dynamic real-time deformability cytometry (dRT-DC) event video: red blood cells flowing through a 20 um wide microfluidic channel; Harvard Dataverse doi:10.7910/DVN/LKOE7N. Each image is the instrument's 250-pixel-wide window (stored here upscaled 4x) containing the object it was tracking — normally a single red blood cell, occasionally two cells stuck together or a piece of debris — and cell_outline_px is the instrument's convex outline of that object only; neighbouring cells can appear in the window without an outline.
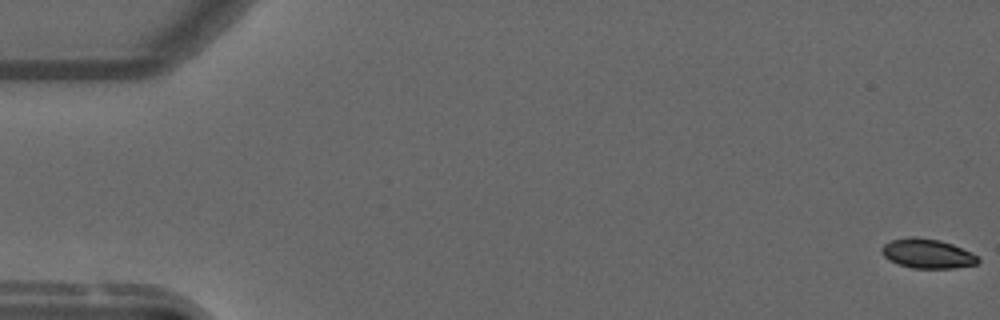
{"species": "common noctule bat (a hibernating species)", "species_latin": "Nyctalus noctula", "temperature_condition": "warm", "stored_images_in_passage": 56, "camera_frame_rate_fps": 3000, "um_per_image_px": 0.085, "animal": {"sex": "male", "forearm_length_mm": 52.5}, "frame": {"image": 1, "passage_image": 1, "time_ms": 0.0, "image_size_px": [1000, 320], "cell_outline_px": [[980, 260], [976, 264], [956, 268], [912, 268], [888, 260], [880, 252], [880, 248], [884, 244], [892, 240], [908, 236], [916, 236], [940, 240], [952, 244], [972, 252], [980, 256]], "centroid_in_image_um": [78.83, 21.54], "position_along_channel_um": 6.2, "area_um2": 16.76}}
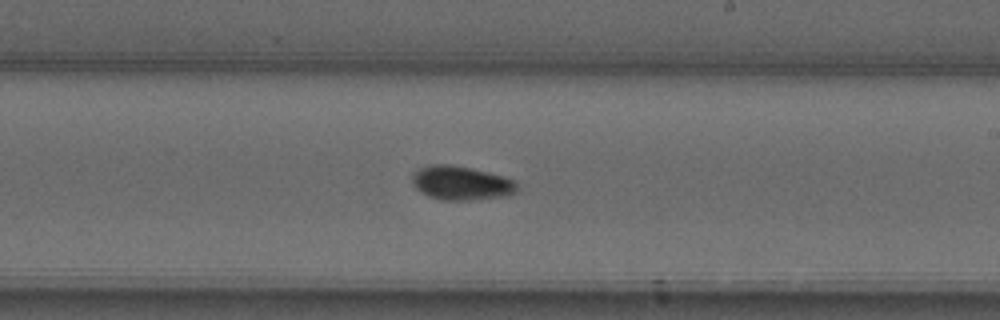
{"frame": {"image": 2, "passage_image": 33, "time_ms": 10.667, "image_size_px": [1000, 320], "cell_outline_px": [[520, 188], [516, 192], [508, 196], [468, 200], [440, 200], [428, 196], [420, 192], [412, 184], [412, 172], [420, 168], [432, 164], [448, 164], [472, 168], [504, 176], [516, 180]], "centroid_in_image_um": [39.22, 15.56], "position_along_channel_um": 249.8, "area_um2": 21.15}}
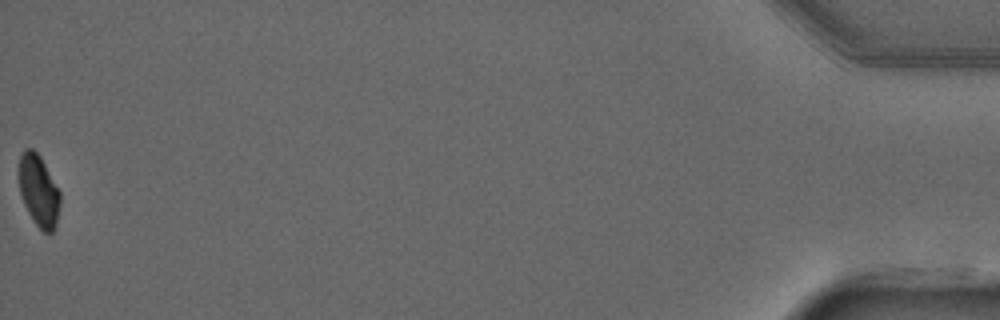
{"frame": {"image": 3, "passage_image": 56, "time_ms": 18.333, "image_size_px": [1000, 320], "cell_outline_px": [[60, 204], [56, 224], [52, 232], [44, 232], [36, 224], [28, 212], [24, 204], [20, 192], [20, 156], [24, 148], [32, 148], [40, 156], [60, 192]], "centroid_in_image_um": [3.3, 16.21], "position_along_channel_um": 431.9, "area_um2": 16.82}}